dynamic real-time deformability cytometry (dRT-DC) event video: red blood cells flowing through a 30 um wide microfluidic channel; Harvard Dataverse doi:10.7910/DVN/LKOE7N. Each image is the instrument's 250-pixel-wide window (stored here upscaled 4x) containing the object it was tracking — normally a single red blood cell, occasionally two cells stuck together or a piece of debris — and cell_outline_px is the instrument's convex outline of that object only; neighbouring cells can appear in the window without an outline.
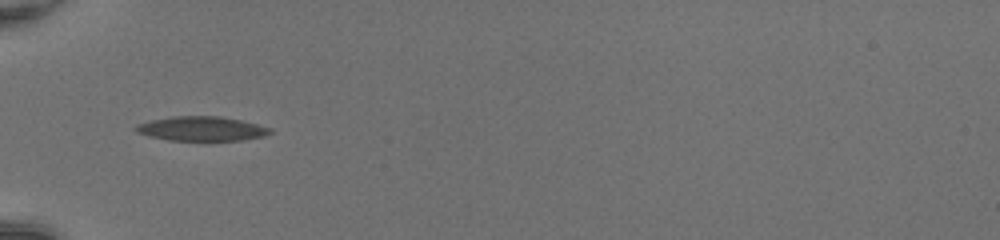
{"species": "common noctule bat (a hibernating species)", "species_latin": "Nyctalus noctula", "temperature_condition": "room temperature", "stored_images_in_passage": 32, "camera_frame_rate_fps": 3000, "um_per_image_px": 0.085, "animal": {"sex": "female", "body_mass_g": 20.0, "forearm_length_mm": 54.0}, "frame": {"image": 1, "passage_image": 1, "time_ms": 0.0, "image_size_px": [1000, 240], "cell_outline_px": [[272, 132], [264, 136], [244, 140], [168, 140], [148, 136], [136, 132], [132, 128], [136, 124], [152, 120], [172, 116], [220, 116], [240, 120], [272, 128]], "centroid_in_image_um": [17.1, 10.94], "position_along_channel_um": 67.9, "area_um2": 19.13}}
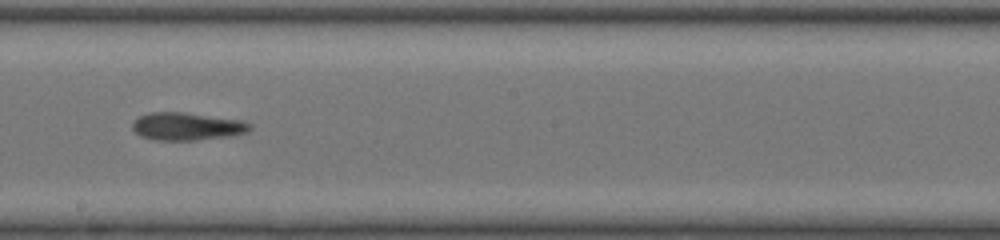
{"frame": {"image": 2, "passage_image": 13, "time_ms": 4.0, "image_size_px": [1000, 240], "cell_outline_px": [[252, 128], [248, 132], [232, 136], [196, 140], [152, 140], [140, 136], [132, 128], [132, 124], [140, 116], [148, 112], [184, 112], [240, 120], [252, 124]], "centroid_in_image_um": [15.9, 10.75], "position_along_channel_um": 232.3, "area_um2": 19.07}}
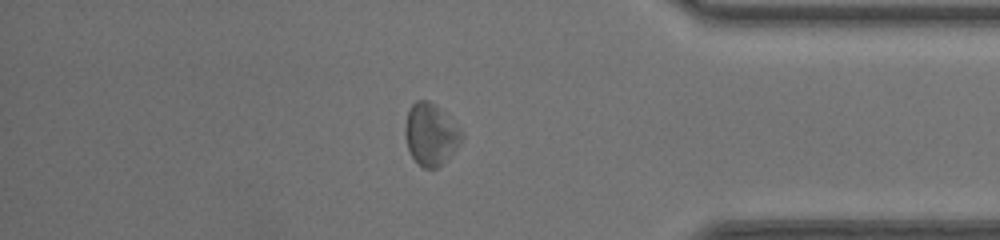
{"frame": {"image": 3, "passage_image": 26, "time_ms": 8.333, "image_size_px": [1000, 240], "cell_outline_px": [[464, 140], [436, 168], [424, 168], [412, 156], [408, 148], [404, 132], [404, 124], [408, 108], [416, 100], [428, 100], [464, 132]], "centroid_in_image_um": [36.59, 11.4], "position_along_channel_um": 398.6, "area_um2": 20.0}, "authors_computed_cell_mechanics": {"area_um2": 19.1029, "velocity_mm_per_s": 4.2365, "shape_relaxation_time_tau1_ms": 5.0037, "shape_relaxation_time_tau2_ms": 4.2004, "deformation_change_tau1": 0.1184, "deformation_change_tau2": 0.1568}}